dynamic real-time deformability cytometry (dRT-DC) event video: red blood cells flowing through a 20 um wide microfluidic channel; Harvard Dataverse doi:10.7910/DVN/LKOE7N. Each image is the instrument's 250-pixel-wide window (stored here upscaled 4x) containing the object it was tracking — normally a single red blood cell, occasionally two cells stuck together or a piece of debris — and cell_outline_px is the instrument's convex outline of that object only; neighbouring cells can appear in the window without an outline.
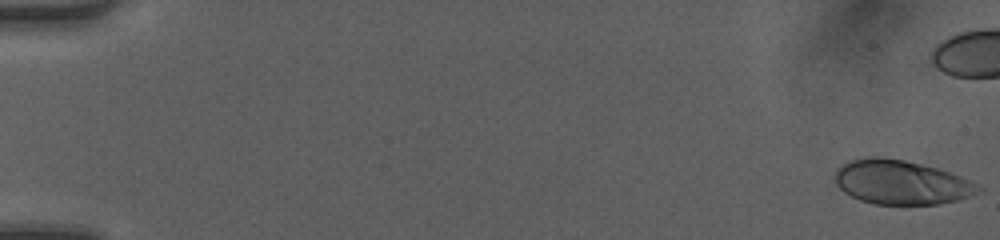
{"species": "human", "species_latin": "Homo sapiens", "temperature_condition": "room temperature", "stored_images_in_passage": 41, "camera_frame_rate_fps": 3000, "um_per_image_px": 0.085, "donor": {"sex": "female"}, "frame": {"image": 1, "passage_image": 1, "time_ms": 0.0, "image_size_px": [1000, 240], "cell_outline_px": [[984, 192], [956, 200], [940, 204], [876, 204], [860, 200], [844, 192], [836, 184], [836, 172], [844, 164], [852, 160], [868, 156], [880, 156], [904, 160], [936, 168], [960, 176], [984, 188]], "centroid_in_image_um": [76.64, 15.5], "position_along_channel_um": 8.4, "area_um2": 36.65}}
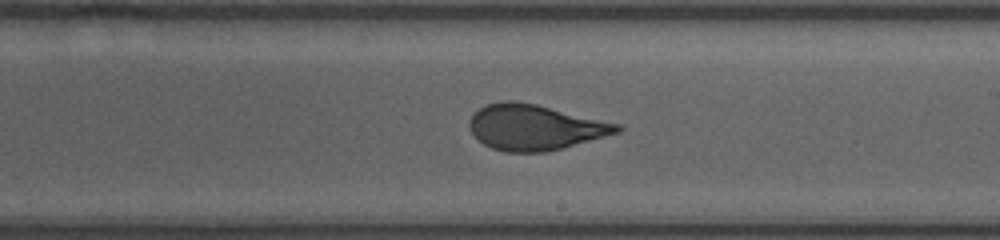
{"frame": {"image": 2, "passage_image": 30, "time_ms": 9.667, "image_size_px": [1000, 240], "cell_outline_px": [[624, 128], [620, 132], [560, 148], [544, 152], [508, 152], [492, 148], [484, 144], [472, 132], [468, 124], [472, 116], [480, 108], [488, 104], [504, 100], [512, 100], [536, 104], [620, 124]], "centroid_in_image_um": [45.47, 10.81], "position_along_channel_um": 243.5, "area_um2": 38.61}}
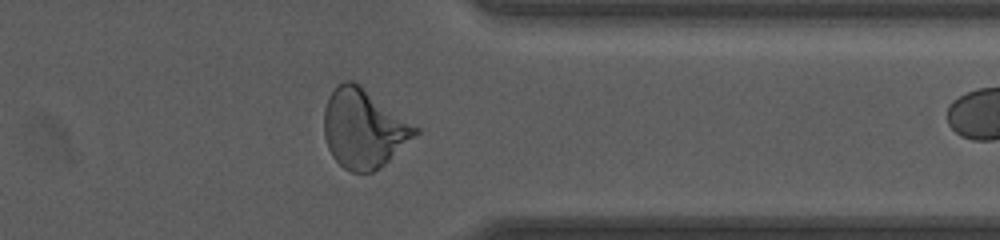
{"frame": {"image": 3, "passage_image": 40, "time_ms": 13.0, "image_size_px": [1000, 240], "cell_outline_px": [[420, 132], [380, 168], [372, 172], [352, 172], [344, 168], [332, 156], [328, 148], [324, 136], [324, 108], [328, 96], [336, 84], [344, 80], [352, 80], [360, 84], [420, 128]], "centroid_in_image_um": [30.9, 10.9], "position_along_channel_um": 380.5, "area_um2": 42.19}}